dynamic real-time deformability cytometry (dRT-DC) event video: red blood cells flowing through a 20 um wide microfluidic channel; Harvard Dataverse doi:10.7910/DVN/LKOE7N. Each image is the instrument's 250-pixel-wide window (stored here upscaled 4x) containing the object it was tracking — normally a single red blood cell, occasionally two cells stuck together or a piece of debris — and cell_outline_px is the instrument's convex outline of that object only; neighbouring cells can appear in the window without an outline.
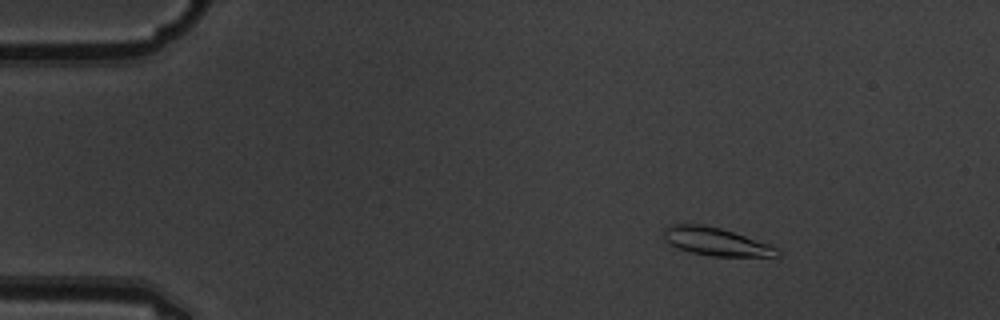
{"species": "common noctule bat (a hibernating species)", "species_latin": "Nyctalus noctula", "temperature_condition": "warm", "stored_images_in_passage": 7, "camera_frame_rate_fps": 3000, "um_per_image_px": 0.085, "animal": {"sex": "male", "body_mass_g": 19.5, "forearm_length_mm": 54.6}, "frame": {"image": 1, "passage_image": 2, "time_ms": 0.333, "image_size_px": [1000, 320], "cell_outline_px": [[780, 256], [712, 256], [692, 252], [668, 244], [664, 240], [664, 228], [668, 224], [704, 224], [720, 228], [768, 244], [776, 248], [780, 252]], "centroid_in_image_um": [60.79, 20.52], "position_along_channel_um": 24.2, "area_um2": 18.26}}
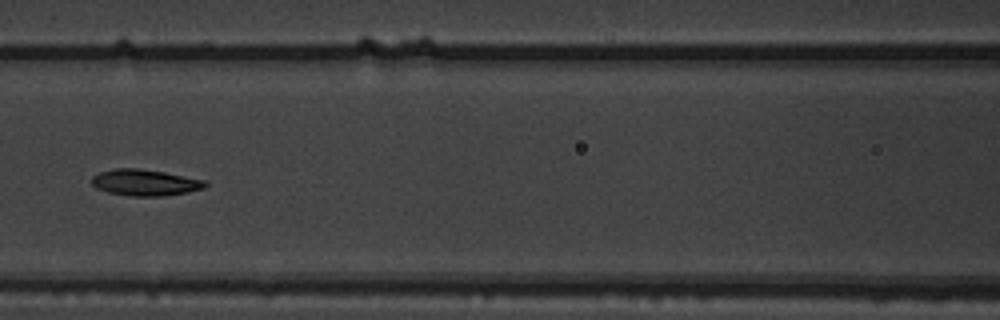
{"frame": {"image": 2, "passage_image": 7, "time_ms": 2.0, "image_size_px": [1000, 320], "cell_outline_px": [[208, 184], [204, 188], [188, 192], [160, 196], [132, 196], [108, 192], [96, 188], [92, 184], [92, 176], [100, 172], [116, 168], [136, 168], [164, 172], [204, 180]], "centroid_in_image_um": [12.31, 15.51], "position_along_channel_um": 154.3, "area_um2": 17.22}}